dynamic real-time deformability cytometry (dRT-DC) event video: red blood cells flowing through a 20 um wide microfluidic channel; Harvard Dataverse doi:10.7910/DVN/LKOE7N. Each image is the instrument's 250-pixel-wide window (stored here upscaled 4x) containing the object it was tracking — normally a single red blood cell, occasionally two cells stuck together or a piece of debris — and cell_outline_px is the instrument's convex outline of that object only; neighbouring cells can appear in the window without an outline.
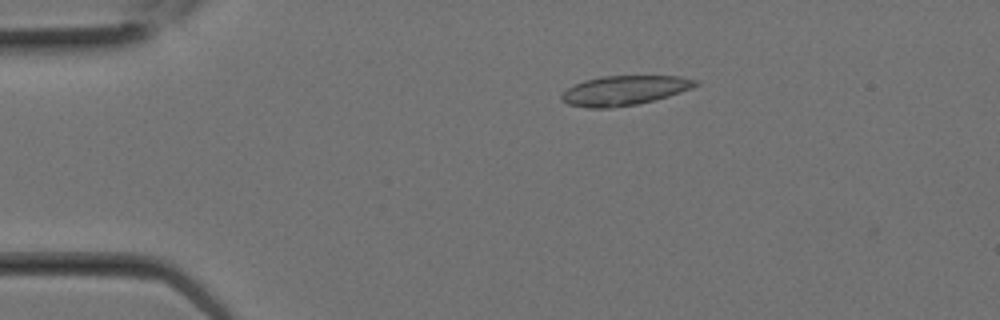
{"species": "Egyptian fruit bat (a non-hibernating species)", "species_latin": "Rousettus aegyptiacus", "temperature_condition": "room temperature", "stored_images_in_passage": 2, "camera_frame_rate_fps": 3000, "um_per_image_px": 0.085, "animal": {"sex": "female"}, "frame": {"image": 1, "passage_image": 2, "time_ms": 0.333, "image_size_px": [1000, 320], "cell_outline_px": [[700, 84], [692, 88], [668, 96], [636, 104], [612, 108], [588, 108], [568, 104], [560, 100], [560, 96], [568, 88], [584, 80], [600, 76], [680, 76], [700, 80]], "centroid_in_image_um": [53.08, 7.68], "position_along_channel_um": 31.9, "area_um2": 23.12}}